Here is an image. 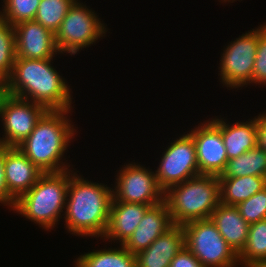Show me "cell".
I'll use <instances>...</instances> for the list:
<instances>
[{
	"mask_svg": "<svg viewBox=\"0 0 266 267\" xmlns=\"http://www.w3.org/2000/svg\"><path fill=\"white\" fill-rule=\"evenodd\" d=\"M53 60L16 57L11 76L0 89L47 110H71L74 108L71 88L51 64Z\"/></svg>",
	"mask_w": 266,
	"mask_h": 267,
	"instance_id": "1",
	"label": "cell"
},
{
	"mask_svg": "<svg viewBox=\"0 0 266 267\" xmlns=\"http://www.w3.org/2000/svg\"><path fill=\"white\" fill-rule=\"evenodd\" d=\"M112 189L107 184L86 180L74 172V169L69 170L63 217L66 230L75 236L102 239L109 221Z\"/></svg>",
	"mask_w": 266,
	"mask_h": 267,
	"instance_id": "2",
	"label": "cell"
},
{
	"mask_svg": "<svg viewBox=\"0 0 266 267\" xmlns=\"http://www.w3.org/2000/svg\"><path fill=\"white\" fill-rule=\"evenodd\" d=\"M71 112L48 110L31 134L18 145L25 156L44 173L71 170L68 162H63L67 147L77 134L70 116L68 118Z\"/></svg>",
	"mask_w": 266,
	"mask_h": 267,
	"instance_id": "3",
	"label": "cell"
},
{
	"mask_svg": "<svg viewBox=\"0 0 266 267\" xmlns=\"http://www.w3.org/2000/svg\"><path fill=\"white\" fill-rule=\"evenodd\" d=\"M69 170L43 173L35 185L15 202L13 211L48 231L65 212Z\"/></svg>",
	"mask_w": 266,
	"mask_h": 267,
	"instance_id": "4",
	"label": "cell"
},
{
	"mask_svg": "<svg viewBox=\"0 0 266 267\" xmlns=\"http://www.w3.org/2000/svg\"><path fill=\"white\" fill-rule=\"evenodd\" d=\"M164 202L174 225L209 219L220 204L218 176L199 175L164 191Z\"/></svg>",
	"mask_w": 266,
	"mask_h": 267,
	"instance_id": "5",
	"label": "cell"
},
{
	"mask_svg": "<svg viewBox=\"0 0 266 267\" xmlns=\"http://www.w3.org/2000/svg\"><path fill=\"white\" fill-rule=\"evenodd\" d=\"M186 248L204 267H238V255L209 219L194 220L182 225Z\"/></svg>",
	"mask_w": 266,
	"mask_h": 267,
	"instance_id": "6",
	"label": "cell"
},
{
	"mask_svg": "<svg viewBox=\"0 0 266 267\" xmlns=\"http://www.w3.org/2000/svg\"><path fill=\"white\" fill-rule=\"evenodd\" d=\"M80 2L74 1L55 33L56 46L61 54H78L79 50L91 46L108 31L96 12Z\"/></svg>",
	"mask_w": 266,
	"mask_h": 267,
	"instance_id": "7",
	"label": "cell"
},
{
	"mask_svg": "<svg viewBox=\"0 0 266 267\" xmlns=\"http://www.w3.org/2000/svg\"><path fill=\"white\" fill-rule=\"evenodd\" d=\"M258 47V28L245 32L224 46L219 75L225 87L237 90L252 82V73Z\"/></svg>",
	"mask_w": 266,
	"mask_h": 267,
	"instance_id": "8",
	"label": "cell"
},
{
	"mask_svg": "<svg viewBox=\"0 0 266 267\" xmlns=\"http://www.w3.org/2000/svg\"><path fill=\"white\" fill-rule=\"evenodd\" d=\"M144 166L132 162L119 169L115 175L117 177L111 202L157 205L164 201V191L160 188L154 171Z\"/></svg>",
	"mask_w": 266,
	"mask_h": 267,
	"instance_id": "9",
	"label": "cell"
},
{
	"mask_svg": "<svg viewBox=\"0 0 266 267\" xmlns=\"http://www.w3.org/2000/svg\"><path fill=\"white\" fill-rule=\"evenodd\" d=\"M47 111L40 104L8 95L0 89V120L4 129L0 144L18 146Z\"/></svg>",
	"mask_w": 266,
	"mask_h": 267,
	"instance_id": "10",
	"label": "cell"
},
{
	"mask_svg": "<svg viewBox=\"0 0 266 267\" xmlns=\"http://www.w3.org/2000/svg\"><path fill=\"white\" fill-rule=\"evenodd\" d=\"M173 141L162 152L160 164L154 172L163 191L200 175L192 136L184 133Z\"/></svg>",
	"mask_w": 266,
	"mask_h": 267,
	"instance_id": "11",
	"label": "cell"
},
{
	"mask_svg": "<svg viewBox=\"0 0 266 267\" xmlns=\"http://www.w3.org/2000/svg\"><path fill=\"white\" fill-rule=\"evenodd\" d=\"M189 134L194 139L200 175L220 176L228 162L221 130L208 119Z\"/></svg>",
	"mask_w": 266,
	"mask_h": 267,
	"instance_id": "12",
	"label": "cell"
},
{
	"mask_svg": "<svg viewBox=\"0 0 266 267\" xmlns=\"http://www.w3.org/2000/svg\"><path fill=\"white\" fill-rule=\"evenodd\" d=\"M14 27L16 57L48 59L61 54L55 34L35 20L17 23Z\"/></svg>",
	"mask_w": 266,
	"mask_h": 267,
	"instance_id": "13",
	"label": "cell"
},
{
	"mask_svg": "<svg viewBox=\"0 0 266 267\" xmlns=\"http://www.w3.org/2000/svg\"><path fill=\"white\" fill-rule=\"evenodd\" d=\"M4 170L8 192L16 200L31 189L44 173L18 146H5Z\"/></svg>",
	"mask_w": 266,
	"mask_h": 267,
	"instance_id": "14",
	"label": "cell"
},
{
	"mask_svg": "<svg viewBox=\"0 0 266 267\" xmlns=\"http://www.w3.org/2000/svg\"><path fill=\"white\" fill-rule=\"evenodd\" d=\"M173 226L170 212L163 201L146 211L140 224L123 246L131 253L137 254L148 248L160 235Z\"/></svg>",
	"mask_w": 266,
	"mask_h": 267,
	"instance_id": "15",
	"label": "cell"
},
{
	"mask_svg": "<svg viewBox=\"0 0 266 267\" xmlns=\"http://www.w3.org/2000/svg\"><path fill=\"white\" fill-rule=\"evenodd\" d=\"M185 247L183 227L174 225L148 248L136 254V265L137 267H170L171 261Z\"/></svg>",
	"mask_w": 266,
	"mask_h": 267,
	"instance_id": "16",
	"label": "cell"
},
{
	"mask_svg": "<svg viewBox=\"0 0 266 267\" xmlns=\"http://www.w3.org/2000/svg\"><path fill=\"white\" fill-rule=\"evenodd\" d=\"M151 206L154 205L111 202L109 221L102 239L109 242L118 240L120 245H123L134 233L144 214Z\"/></svg>",
	"mask_w": 266,
	"mask_h": 267,
	"instance_id": "17",
	"label": "cell"
},
{
	"mask_svg": "<svg viewBox=\"0 0 266 267\" xmlns=\"http://www.w3.org/2000/svg\"><path fill=\"white\" fill-rule=\"evenodd\" d=\"M223 119L216 116L211 118V121L221 130L228 160L257 146V116L253 120L236 121L233 124Z\"/></svg>",
	"mask_w": 266,
	"mask_h": 267,
	"instance_id": "18",
	"label": "cell"
},
{
	"mask_svg": "<svg viewBox=\"0 0 266 267\" xmlns=\"http://www.w3.org/2000/svg\"><path fill=\"white\" fill-rule=\"evenodd\" d=\"M210 218L224 240L238 255L246 244L250 227L238 208L220 203Z\"/></svg>",
	"mask_w": 266,
	"mask_h": 267,
	"instance_id": "19",
	"label": "cell"
},
{
	"mask_svg": "<svg viewBox=\"0 0 266 267\" xmlns=\"http://www.w3.org/2000/svg\"><path fill=\"white\" fill-rule=\"evenodd\" d=\"M220 203L237 206L266 187V177L245 176L219 178Z\"/></svg>",
	"mask_w": 266,
	"mask_h": 267,
	"instance_id": "20",
	"label": "cell"
},
{
	"mask_svg": "<svg viewBox=\"0 0 266 267\" xmlns=\"http://www.w3.org/2000/svg\"><path fill=\"white\" fill-rule=\"evenodd\" d=\"M114 249L93 250L80 255L74 261L75 267H137L136 254L128 251L123 245Z\"/></svg>",
	"mask_w": 266,
	"mask_h": 267,
	"instance_id": "21",
	"label": "cell"
},
{
	"mask_svg": "<svg viewBox=\"0 0 266 267\" xmlns=\"http://www.w3.org/2000/svg\"><path fill=\"white\" fill-rule=\"evenodd\" d=\"M249 175L266 177V151L259 146L236 158L229 159L224 171L218 178L245 177Z\"/></svg>",
	"mask_w": 266,
	"mask_h": 267,
	"instance_id": "22",
	"label": "cell"
},
{
	"mask_svg": "<svg viewBox=\"0 0 266 267\" xmlns=\"http://www.w3.org/2000/svg\"><path fill=\"white\" fill-rule=\"evenodd\" d=\"M242 267H258L266 263V219L250 224L243 250L238 254Z\"/></svg>",
	"mask_w": 266,
	"mask_h": 267,
	"instance_id": "23",
	"label": "cell"
},
{
	"mask_svg": "<svg viewBox=\"0 0 266 267\" xmlns=\"http://www.w3.org/2000/svg\"><path fill=\"white\" fill-rule=\"evenodd\" d=\"M75 0H41L34 20L54 34Z\"/></svg>",
	"mask_w": 266,
	"mask_h": 267,
	"instance_id": "24",
	"label": "cell"
},
{
	"mask_svg": "<svg viewBox=\"0 0 266 267\" xmlns=\"http://www.w3.org/2000/svg\"><path fill=\"white\" fill-rule=\"evenodd\" d=\"M15 58L14 27L0 18V88L11 76Z\"/></svg>",
	"mask_w": 266,
	"mask_h": 267,
	"instance_id": "25",
	"label": "cell"
},
{
	"mask_svg": "<svg viewBox=\"0 0 266 267\" xmlns=\"http://www.w3.org/2000/svg\"><path fill=\"white\" fill-rule=\"evenodd\" d=\"M0 18L16 25L23 21L34 20L41 0H2Z\"/></svg>",
	"mask_w": 266,
	"mask_h": 267,
	"instance_id": "26",
	"label": "cell"
},
{
	"mask_svg": "<svg viewBox=\"0 0 266 267\" xmlns=\"http://www.w3.org/2000/svg\"><path fill=\"white\" fill-rule=\"evenodd\" d=\"M236 207L248 224L266 219V187Z\"/></svg>",
	"mask_w": 266,
	"mask_h": 267,
	"instance_id": "27",
	"label": "cell"
},
{
	"mask_svg": "<svg viewBox=\"0 0 266 267\" xmlns=\"http://www.w3.org/2000/svg\"><path fill=\"white\" fill-rule=\"evenodd\" d=\"M260 26V27H259ZM258 26V47L250 84L266 85V23Z\"/></svg>",
	"mask_w": 266,
	"mask_h": 267,
	"instance_id": "28",
	"label": "cell"
},
{
	"mask_svg": "<svg viewBox=\"0 0 266 267\" xmlns=\"http://www.w3.org/2000/svg\"><path fill=\"white\" fill-rule=\"evenodd\" d=\"M5 145L0 144V203L4 206L14 209L16 199L8 192V188L5 181Z\"/></svg>",
	"mask_w": 266,
	"mask_h": 267,
	"instance_id": "29",
	"label": "cell"
},
{
	"mask_svg": "<svg viewBox=\"0 0 266 267\" xmlns=\"http://www.w3.org/2000/svg\"><path fill=\"white\" fill-rule=\"evenodd\" d=\"M170 267H204L185 247L171 261Z\"/></svg>",
	"mask_w": 266,
	"mask_h": 267,
	"instance_id": "30",
	"label": "cell"
},
{
	"mask_svg": "<svg viewBox=\"0 0 266 267\" xmlns=\"http://www.w3.org/2000/svg\"><path fill=\"white\" fill-rule=\"evenodd\" d=\"M257 146L266 151V112L257 116Z\"/></svg>",
	"mask_w": 266,
	"mask_h": 267,
	"instance_id": "31",
	"label": "cell"
},
{
	"mask_svg": "<svg viewBox=\"0 0 266 267\" xmlns=\"http://www.w3.org/2000/svg\"><path fill=\"white\" fill-rule=\"evenodd\" d=\"M234 1H236V0H222V2H225V3H226V2H228V3H229V2L233 3ZM219 2H221V0H220Z\"/></svg>",
	"mask_w": 266,
	"mask_h": 267,
	"instance_id": "32",
	"label": "cell"
},
{
	"mask_svg": "<svg viewBox=\"0 0 266 267\" xmlns=\"http://www.w3.org/2000/svg\"><path fill=\"white\" fill-rule=\"evenodd\" d=\"M258 267H266V263L265 264H262V265H260Z\"/></svg>",
	"mask_w": 266,
	"mask_h": 267,
	"instance_id": "33",
	"label": "cell"
}]
</instances>
